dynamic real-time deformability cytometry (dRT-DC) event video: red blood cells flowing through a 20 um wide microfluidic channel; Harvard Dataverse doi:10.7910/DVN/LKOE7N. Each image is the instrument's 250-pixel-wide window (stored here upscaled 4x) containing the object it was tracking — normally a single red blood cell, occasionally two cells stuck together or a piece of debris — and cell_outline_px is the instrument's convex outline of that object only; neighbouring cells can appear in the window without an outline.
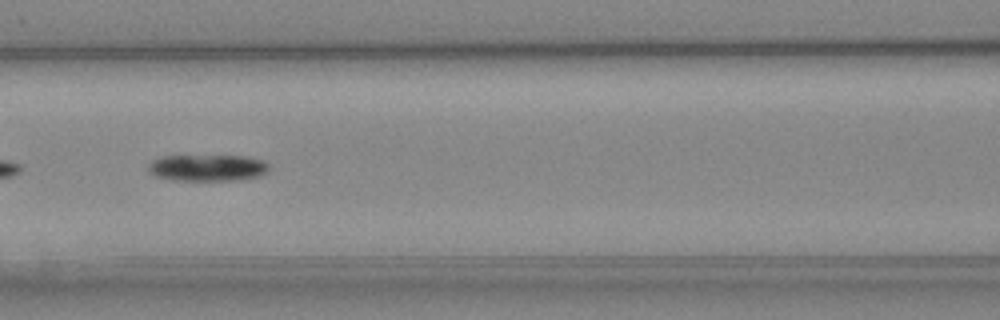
{"species": "Egyptian fruit bat (a non-hibernating species)", "species_latin": "Rousettus aegyptiacus", "temperature_condition": "cold", "stored_images_in_passage": 7, "camera_frame_rate_fps": 3000, "um_per_image_px": 0.085, "animal": {"sex": "female"}, "frame": {"image": 1, "passage_image": 6, "time_ms": 6.667, "image_size_px": [1000, 320], "cell_outline_px": [[268, 172], [256, 176], [232, 180], [172, 180], [156, 176], [148, 168], [148, 164], [152, 160], [160, 156], [244, 156], [264, 160], [268, 164]], "centroid_in_image_um": [17.62, 14.25], "position_along_channel_um": 149.0, "area_um2": 18.5}}
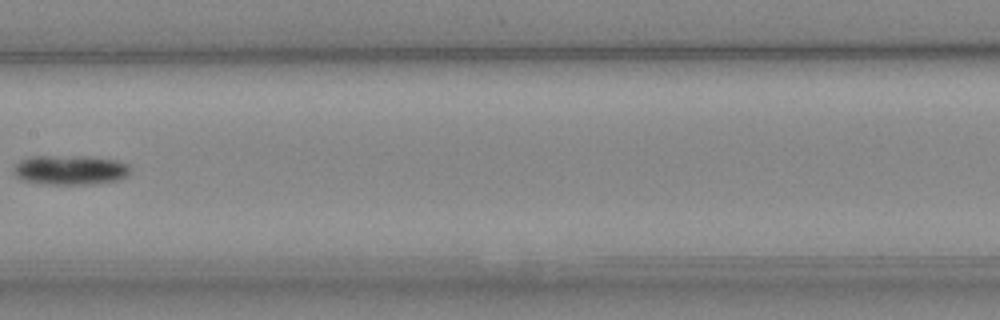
{"frame": {"image": 2, "passage_image": 7, "time_ms": 8.0, "image_size_px": [1000, 320], "cell_outline_px": [[132, 168], [128, 176], [120, 180], [96, 184], [40, 184], [20, 180], [12, 172], [12, 168], [20, 160], [32, 156], [84, 156], [116, 160], [128, 164]], "centroid_in_image_um": [5.97, 14.46], "position_along_channel_um": 201.4, "area_um2": 20.58}}